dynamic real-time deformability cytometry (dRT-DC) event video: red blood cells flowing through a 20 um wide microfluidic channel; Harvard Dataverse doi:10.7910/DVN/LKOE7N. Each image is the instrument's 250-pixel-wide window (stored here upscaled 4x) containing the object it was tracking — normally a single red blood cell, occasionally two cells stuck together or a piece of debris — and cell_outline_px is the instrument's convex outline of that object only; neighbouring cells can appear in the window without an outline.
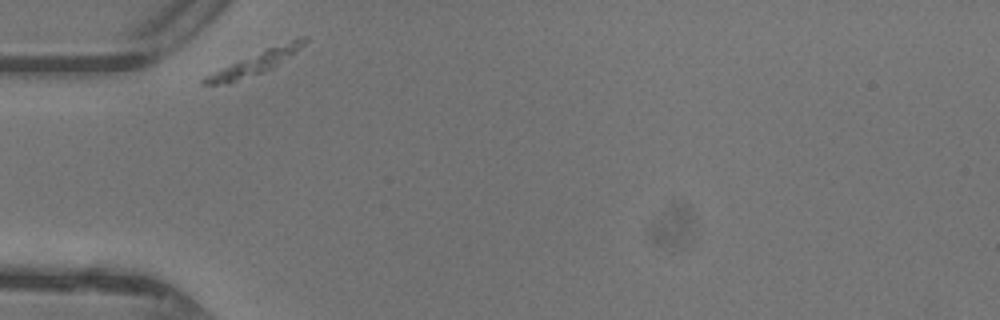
{"species": "common noctule bat (a hibernating species)", "species_latin": "Nyctalus noctula", "temperature_condition": "warm", "stored_images_in_passage": 13, "camera_frame_rate_fps": 3000, "um_per_image_px": 0.085, "animal": {"sex": "female"}, "frame": {"image": 1, "passage_image": 1, "time_ms": 0.0, "image_size_px": [1000, 320], "cell_outline_px": [[308, 40], [296, 52], [272, 68], [264, 72], [228, 84], [200, 84], [200, 80], [204, 76], [268, 48], [296, 36], [308, 36]], "centroid_in_image_um": [21.73, 5.33], "position_along_channel_um": 63.3, "area_um2": 13.18}}
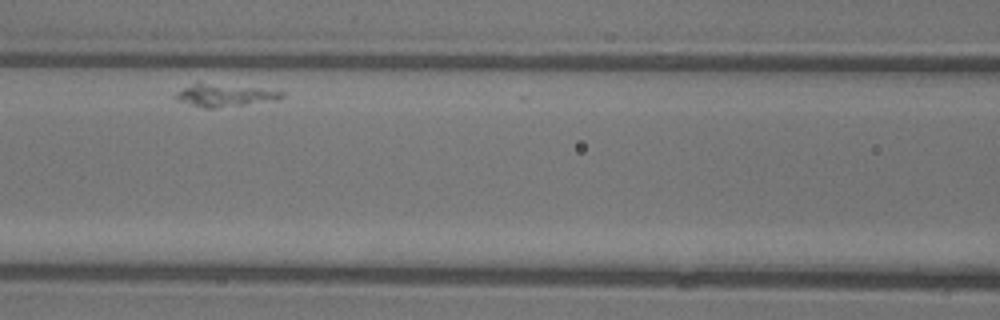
{"frame": {"image": 2, "passage_image": 9, "time_ms": 2.667, "image_size_px": [1000, 320], "cell_outline_px": [[284, 96], [276, 100], [212, 108], [204, 108], [176, 100], [176, 92], [192, 84], [204, 84], [256, 88], [284, 92]], "centroid_in_image_um": [19.08, 8.12], "position_along_channel_um": 147.5, "area_um2": 13.06}}
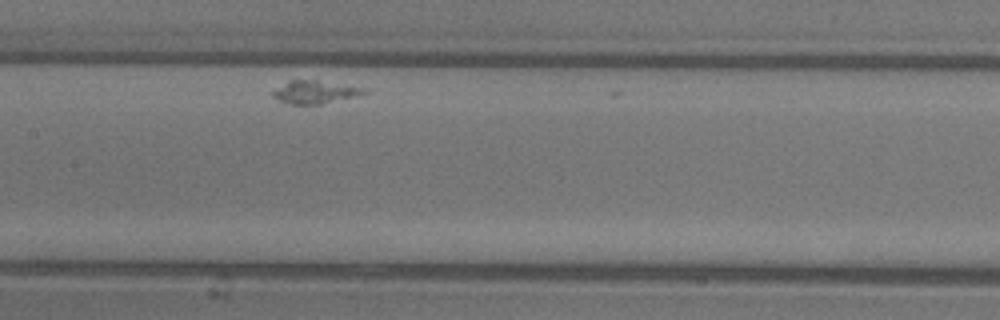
{"frame": {"image": 3, "passage_image": 12, "time_ms": 3.667, "image_size_px": [1000, 320], "cell_outline_px": [[368, 92], [320, 104], [292, 104], [280, 100], [272, 96], [272, 92], [292, 80], [316, 80], [368, 88]], "centroid_in_image_um": [26.8, 7.82], "position_along_channel_um": 180.6, "area_um2": 11.68}}